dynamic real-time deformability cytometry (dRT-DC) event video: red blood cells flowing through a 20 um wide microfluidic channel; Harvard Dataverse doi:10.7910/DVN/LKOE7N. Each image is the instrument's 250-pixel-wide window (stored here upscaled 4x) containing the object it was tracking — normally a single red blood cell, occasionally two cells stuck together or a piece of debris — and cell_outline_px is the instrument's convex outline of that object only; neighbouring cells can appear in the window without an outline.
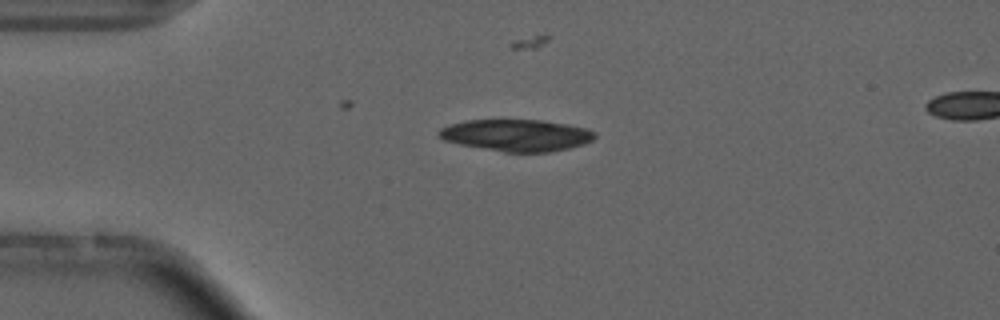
{"species": "common noctule bat (a hibernating species)", "species_latin": "Nyctalus noctula", "temperature_condition": "cold", "stored_images_in_passage": 4, "camera_frame_rate_fps": 3000, "um_per_image_px": 0.085, "animal": {"sex": "male", "forearm_length_mm": 52.5}, "frame": {"image": 1, "passage_image": 4, "time_ms": 3.667, "image_size_px": [1000, 320], "cell_outline_px": [[596, 136], [592, 140], [584, 144], [568, 148], [548, 152], [504, 152], [460, 144], [444, 140], [436, 132], [440, 128], [448, 124], [464, 120], [544, 120], [568, 124], [588, 128], [596, 132]], "centroid_in_image_um": [43.91, 11.48], "position_along_channel_um": 41.1, "area_um2": 29.02}}